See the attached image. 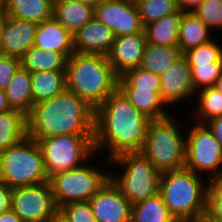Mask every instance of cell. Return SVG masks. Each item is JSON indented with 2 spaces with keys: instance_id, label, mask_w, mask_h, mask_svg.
<instances>
[{
  "instance_id": "1",
  "label": "cell",
  "mask_w": 222,
  "mask_h": 222,
  "mask_svg": "<svg viewBox=\"0 0 222 222\" xmlns=\"http://www.w3.org/2000/svg\"><path fill=\"white\" fill-rule=\"evenodd\" d=\"M150 121L117 88L95 109V152H105L103 157L109 160L122 153L140 152Z\"/></svg>"
},
{
  "instance_id": "2",
  "label": "cell",
  "mask_w": 222,
  "mask_h": 222,
  "mask_svg": "<svg viewBox=\"0 0 222 222\" xmlns=\"http://www.w3.org/2000/svg\"><path fill=\"white\" fill-rule=\"evenodd\" d=\"M95 109L69 89L34 104L27 115V135L45 139L65 134L94 135Z\"/></svg>"
},
{
  "instance_id": "3",
  "label": "cell",
  "mask_w": 222,
  "mask_h": 222,
  "mask_svg": "<svg viewBox=\"0 0 222 222\" xmlns=\"http://www.w3.org/2000/svg\"><path fill=\"white\" fill-rule=\"evenodd\" d=\"M66 88L99 107L118 88L115 74L107 56L73 53L66 62Z\"/></svg>"
},
{
  "instance_id": "4",
  "label": "cell",
  "mask_w": 222,
  "mask_h": 222,
  "mask_svg": "<svg viewBox=\"0 0 222 222\" xmlns=\"http://www.w3.org/2000/svg\"><path fill=\"white\" fill-rule=\"evenodd\" d=\"M159 193L175 219L206 214L208 181L185 167L162 172Z\"/></svg>"
},
{
  "instance_id": "5",
  "label": "cell",
  "mask_w": 222,
  "mask_h": 222,
  "mask_svg": "<svg viewBox=\"0 0 222 222\" xmlns=\"http://www.w3.org/2000/svg\"><path fill=\"white\" fill-rule=\"evenodd\" d=\"M103 160L101 166L111 167L110 180L131 205L159 193L162 172L141 152H126L111 160L105 157ZM118 167H122L119 173L116 170Z\"/></svg>"
},
{
  "instance_id": "6",
  "label": "cell",
  "mask_w": 222,
  "mask_h": 222,
  "mask_svg": "<svg viewBox=\"0 0 222 222\" xmlns=\"http://www.w3.org/2000/svg\"><path fill=\"white\" fill-rule=\"evenodd\" d=\"M174 119L175 116L169 115L151 120L140 151L161 172L184 168L185 164L186 133L184 130H187L185 129L187 126L178 125Z\"/></svg>"
},
{
  "instance_id": "7",
  "label": "cell",
  "mask_w": 222,
  "mask_h": 222,
  "mask_svg": "<svg viewBox=\"0 0 222 222\" xmlns=\"http://www.w3.org/2000/svg\"><path fill=\"white\" fill-rule=\"evenodd\" d=\"M0 179L11 188L49 181L43 155L36 140L26 135L0 153Z\"/></svg>"
},
{
  "instance_id": "8",
  "label": "cell",
  "mask_w": 222,
  "mask_h": 222,
  "mask_svg": "<svg viewBox=\"0 0 222 222\" xmlns=\"http://www.w3.org/2000/svg\"><path fill=\"white\" fill-rule=\"evenodd\" d=\"M94 135L65 134L37 141L48 176L82 166L95 154Z\"/></svg>"
},
{
  "instance_id": "9",
  "label": "cell",
  "mask_w": 222,
  "mask_h": 222,
  "mask_svg": "<svg viewBox=\"0 0 222 222\" xmlns=\"http://www.w3.org/2000/svg\"><path fill=\"white\" fill-rule=\"evenodd\" d=\"M97 156L98 154L96 153L88 162L80 167L49 177V183L58 208L70 202L89 201L110 179L109 167L104 170L96 167L94 163H89Z\"/></svg>"
},
{
  "instance_id": "10",
  "label": "cell",
  "mask_w": 222,
  "mask_h": 222,
  "mask_svg": "<svg viewBox=\"0 0 222 222\" xmlns=\"http://www.w3.org/2000/svg\"><path fill=\"white\" fill-rule=\"evenodd\" d=\"M190 126L184 167L204 177L206 174L208 180L222 173V145L205 124L194 122Z\"/></svg>"
},
{
  "instance_id": "11",
  "label": "cell",
  "mask_w": 222,
  "mask_h": 222,
  "mask_svg": "<svg viewBox=\"0 0 222 222\" xmlns=\"http://www.w3.org/2000/svg\"><path fill=\"white\" fill-rule=\"evenodd\" d=\"M11 209L23 222H47L59 210L49 181L14 187Z\"/></svg>"
},
{
  "instance_id": "12",
  "label": "cell",
  "mask_w": 222,
  "mask_h": 222,
  "mask_svg": "<svg viewBox=\"0 0 222 222\" xmlns=\"http://www.w3.org/2000/svg\"><path fill=\"white\" fill-rule=\"evenodd\" d=\"M94 17L110 28L115 37L144 30L137 5L128 0H104L94 8Z\"/></svg>"
},
{
  "instance_id": "13",
  "label": "cell",
  "mask_w": 222,
  "mask_h": 222,
  "mask_svg": "<svg viewBox=\"0 0 222 222\" xmlns=\"http://www.w3.org/2000/svg\"><path fill=\"white\" fill-rule=\"evenodd\" d=\"M96 222H131L132 205L109 179L89 200Z\"/></svg>"
},
{
  "instance_id": "14",
  "label": "cell",
  "mask_w": 222,
  "mask_h": 222,
  "mask_svg": "<svg viewBox=\"0 0 222 222\" xmlns=\"http://www.w3.org/2000/svg\"><path fill=\"white\" fill-rule=\"evenodd\" d=\"M38 24L0 15V46L5 55L22 58L34 46Z\"/></svg>"
},
{
  "instance_id": "15",
  "label": "cell",
  "mask_w": 222,
  "mask_h": 222,
  "mask_svg": "<svg viewBox=\"0 0 222 222\" xmlns=\"http://www.w3.org/2000/svg\"><path fill=\"white\" fill-rule=\"evenodd\" d=\"M160 96L167 106L185 103L195 98L192 72L187 59L182 56L171 68L160 76ZM183 101V102H182Z\"/></svg>"
},
{
  "instance_id": "16",
  "label": "cell",
  "mask_w": 222,
  "mask_h": 222,
  "mask_svg": "<svg viewBox=\"0 0 222 222\" xmlns=\"http://www.w3.org/2000/svg\"><path fill=\"white\" fill-rule=\"evenodd\" d=\"M146 43L144 30L115 38L107 59L118 77L140 66Z\"/></svg>"
},
{
  "instance_id": "17",
  "label": "cell",
  "mask_w": 222,
  "mask_h": 222,
  "mask_svg": "<svg viewBox=\"0 0 222 222\" xmlns=\"http://www.w3.org/2000/svg\"><path fill=\"white\" fill-rule=\"evenodd\" d=\"M74 52L107 56L115 41L114 32L95 17L73 34Z\"/></svg>"
},
{
  "instance_id": "18",
  "label": "cell",
  "mask_w": 222,
  "mask_h": 222,
  "mask_svg": "<svg viewBox=\"0 0 222 222\" xmlns=\"http://www.w3.org/2000/svg\"><path fill=\"white\" fill-rule=\"evenodd\" d=\"M34 46L60 52L68 59L74 53L73 34L52 17L38 24Z\"/></svg>"
},
{
  "instance_id": "19",
  "label": "cell",
  "mask_w": 222,
  "mask_h": 222,
  "mask_svg": "<svg viewBox=\"0 0 222 222\" xmlns=\"http://www.w3.org/2000/svg\"><path fill=\"white\" fill-rule=\"evenodd\" d=\"M53 17L74 34L94 18V8L78 0H54Z\"/></svg>"
},
{
  "instance_id": "20",
  "label": "cell",
  "mask_w": 222,
  "mask_h": 222,
  "mask_svg": "<svg viewBox=\"0 0 222 222\" xmlns=\"http://www.w3.org/2000/svg\"><path fill=\"white\" fill-rule=\"evenodd\" d=\"M213 37L212 31L194 12H182L177 46L183 54L210 42Z\"/></svg>"
},
{
  "instance_id": "21",
  "label": "cell",
  "mask_w": 222,
  "mask_h": 222,
  "mask_svg": "<svg viewBox=\"0 0 222 222\" xmlns=\"http://www.w3.org/2000/svg\"><path fill=\"white\" fill-rule=\"evenodd\" d=\"M3 14L40 24L53 17V0H5Z\"/></svg>"
},
{
  "instance_id": "22",
  "label": "cell",
  "mask_w": 222,
  "mask_h": 222,
  "mask_svg": "<svg viewBox=\"0 0 222 222\" xmlns=\"http://www.w3.org/2000/svg\"><path fill=\"white\" fill-rule=\"evenodd\" d=\"M5 94L10 107L27 116L34 106L31 72L21 65L5 89Z\"/></svg>"
},
{
  "instance_id": "23",
  "label": "cell",
  "mask_w": 222,
  "mask_h": 222,
  "mask_svg": "<svg viewBox=\"0 0 222 222\" xmlns=\"http://www.w3.org/2000/svg\"><path fill=\"white\" fill-rule=\"evenodd\" d=\"M182 56L183 52L178 46L146 43L139 67L161 76Z\"/></svg>"
},
{
  "instance_id": "24",
  "label": "cell",
  "mask_w": 222,
  "mask_h": 222,
  "mask_svg": "<svg viewBox=\"0 0 222 222\" xmlns=\"http://www.w3.org/2000/svg\"><path fill=\"white\" fill-rule=\"evenodd\" d=\"M129 102L151 120L171 115L167 105L160 96V91L151 89H119Z\"/></svg>"
},
{
  "instance_id": "25",
  "label": "cell",
  "mask_w": 222,
  "mask_h": 222,
  "mask_svg": "<svg viewBox=\"0 0 222 222\" xmlns=\"http://www.w3.org/2000/svg\"><path fill=\"white\" fill-rule=\"evenodd\" d=\"M182 11L165 16L144 27L147 43L177 46Z\"/></svg>"
},
{
  "instance_id": "26",
  "label": "cell",
  "mask_w": 222,
  "mask_h": 222,
  "mask_svg": "<svg viewBox=\"0 0 222 222\" xmlns=\"http://www.w3.org/2000/svg\"><path fill=\"white\" fill-rule=\"evenodd\" d=\"M66 89L65 70L31 73V90L34 104L48 100Z\"/></svg>"
},
{
  "instance_id": "27",
  "label": "cell",
  "mask_w": 222,
  "mask_h": 222,
  "mask_svg": "<svg viewBox=\"0 0 222 222\" xmlns=\"http://www.w3.org/2000/svg\"><path fill=\"white\" fill-rule=\"evenodd\" d=\"M27 135V116L15 109L0 113V153Z\"/></svg>"
},
{
  "instance_id": "28",
  "label": "cell",
  "mask_w": 222,
  "mask_h": 222,
  "mask_svg": "<svg viewBox=\"0 0 222 222\" xmlns=\"http://www.w3.org/2000/svg\"><path fill=\"white\" fill-rule=\"evenodd\" d=\"M66 62L67 58L62 53L35 46L30 47L21 58V65L31 73L65 70Z\"/></svg>"
},
{
  "instance_id": "29",
  "label": "cell",
  "mask_w": 222,
  "mask_h": 222,
  "mask_svg": "<svg viewBox=\"0 0 222 222\" xmlns=\"http://www.w3.org/2000/svg\"><path fill=\"white\" fill-rule=\"evenodd\" d=\"M160 193L132 205L131 222H173Z\"/></svg>"
},
{
  "instance_id": "30",
  "label": "cell",
  "mask_w": 222,
  "mask_h": 222,
  "mask_svg": "<svg viewBox=\"0 0 222 222\" xmlns=\"http://www.w3.org/2000/svg\"><path fill=\"white\" fill-rule=\"evenodd\" d=\"M195 98H197V106L190 118L196 119L195 121L199 124H205L213 118L222 116V94L212 87H205L198 90L195 93ZM195 116V117H194Z\"/></svg>"
},
{
  "instance_id": "31",
  "label": "cell",
  "mask_w": 222,
  "mask_h": 222,
  "mask_svg": "<svg viewBox=\"0 0 222 222\" xmlns=\"http://www.w3.org/2000/svg\"><path fill=\"white\" fill-rule=\"evenodd\" d=\"M136 5L143 27L180 10L177 0H141Z\"/></svg>"
},
{
  "instance_id": "32",
  "label": "cell",
  "mask_w": 222,
  "mask_h": 222,
  "mask_svg": "<svg viewBox=\"0 0 222 222\" xmlns=\"http://www.w3.org/2000/svg\"><path fill=\"white\" fill-rule=\"evenodd\" d=\"M160 76L140 67L126 71L118 77V89H151L160 91Z\"/></svg>"
},
{
  "instance_id": "33",
  "label": "cell",
  "mask_w": 222,
  "mask_h": 222,
  "mask_svg": "<svg viewBox=\"0 0 222 222\" xmlns=\"http://www.w3.org/2000/svg\"><path fill=\"white\" fill-rule=\"evenodd\" d=\"M183 56L189 66H211L212 63H222V45L214 37L210 42L186 51Z\"/></svg>"
},
{
  "instance_id": "34",
  "label": "cell",
  "mask_w": 222,
  "mask_h": 222,
  "mask_svg": "<svg viewBox=\"0 0 222 222\" xmlns=\"http://www.w3.org/2000/svg\"><path fill=\"white\" fill-rule=\"evenodd\" d=\"M194 13L211 31L222 30V0H204Z\"/></svg>"
},
{
  "instance_id": "35",
  "label": "cell",
  "mask_w": 222,
  "mask_h": 222,
  "mask_svg": "<svg viewBox=\"0 0 222 222\" xmlns=\"http://www.w3.org/2000/svg\"><path fill=\"white\" fill-rule=\"evenodd\" d=\"M193 86L196 91L214 86L222 71V63H212L211 66H190Z\"/></svg>"
},
{
  "instance_id": "36",
  "label": "cell",
  "mask_w": 222,
  "mask_h": 222,
  "mask_svg": "<svg viewBox=\"0 0 222 222\" xmlns=\"http://www.w3.org/2000/svg\"><path fill=\"white\" fill-rule=\"evenodd\" d=\"M58 211L68 222H96L89 201L70 202Z\"/></svg>"
},
{
  "instance_id": "37",
  "label": "cell",
  "mask_w": 222,
  "mask_h": 222,
  "mask_svg": "<svg viewBox=\"0 0 222 222\" xmlns=\"http://www.w3.org/2000/svg\"><path fill=\"white\" fill-rule=\"evenodd\" d=\"M21 66V59L0 54V89L5 90Z\"/></svg>"
},
{
  "instance_id": "38",
  "label": "cell",
  "mask_w": 222,
  "mask_h": 222,
  "mask_svg": "<svg viewBox=\"0 0 222 222\" xmlns=\"http://www.w3.org/2000/svg\"><path fill=\"white\" fill-rule=\"evenodd\" d=\"M207 200H222V173L208 180Z\"/></svg>"
},
{
  "instance_id": "39",
  "label": "cell",
  "mask_w": 222,
  "mask_h": 222,
  "mask_svg": "<svg viewBox=\"0 0 222 222\" xmlns=\"http://www.w3.org/2000/svg\"><path fill=\"white\" fill-rule=\"evenodd\" d=\"M12 189L0 179V215L11 210Z\"/></svg>"
},
{
  "instance_id": "40",
  "label": "cell",
  "mask_w": 222,
  "mask_h": 222,
  "mask_svg": "<svg viewBox=\"0 0 222 222\" xmlns=\"http://www.w3.org/2000/svg\"><path fill=\"white\" fill-rule=\"evenodd\" d=\"M205 216L213 222H222V200H207Z\"/></svg>"
},
{
  "instance_id": "41",
  "label": "cell",
  "mask_w": 222,
  "mask_h": 222,
  "mask_svg": "<svg viewBox=\"0 0 222 222\" xmlns=\"http://www.w3.org/2000/svg\"><path fill=\"white\" fill-rule=\"evenodd\" d=\"M205 125L222 145V116L211 119L210 121L206 122Z\"/></svg>"
},
{
  "instance_id": "42",
  "label": "cell",
  "mask_w": 222,
  "mask_h": 222,
  "mask_svg": "<svg viewBox=\"0 0 222 222\" xmlns=\"http://www.w3.org/2000/svg\"><path fill=\"white\" fill-rule=\"evenodd\" d=\"M204 0H177L182 12H194Z\"/></svg>"
},
{
  "instance_id": "43",
  "label": "cell",
  "mask_w": 222,
  "mask_h": 222,
  "mask_svg": "<svg viewBox=\"0 0 222 222\" xmlns=\"http://www.w3.org/2000/svg\"><path fill=\"white\" fill-rule=\"evenodd\" d=\"M0 222H23L20 217L11 209L0 215Z\"/></svg>"
},
{
  "instance_id": "44",
  "label": "cell",
  "mask_w": 222,
  "mask_h": 222,
  "mask_svg": "<svg viewBox=\"0 0 222 222\" xmlns=\"http://www.w3.org/2000/svg\"><path fill=\"white\" fill-rule=\"evenodd\" d=\"M11 109L12 108L10 107L8 103L5 90L0 89V113L11 110Z\"/></svg>"
},
{
  "instance_id": "45",
  "label": "cell",
  "mask_w": 222,
  "mask_h": 222,
  "mask_svg": "<svg viewBox=\"0 0 222 222\" xmlns=\"http://www.w3.org/2000/svg\"><path fill=\"white\" fill-rule=\"evenodd\" d=\"M47 222H68L64 216L58 211Z\"/></svg>"
},
{
  "instance_id": "46",
  "label": "cell",
  "mask_w": 222,
  "mask_h": 222,
  "mask_svg": "<svg viewBox=\"0 0 222 222\" xmlns=\"http://www.w3.org/2000/svg\"><path fill=\"white\" fill-rule=\"evenodd\" d=\"M86 5L91 6L92 8H95L96 6H98L101 2H103L104 0H78Z\"/></svg>"
},
{
  "instance_id": "47",
  "label": "cell",
  "mask_w": 222,
  "mask_h": 222,
  "mask_svg": "<svg viewBox=\"0 0 222 222\" xmlns=\"http://www.w3.org/2000/svg\"><path fill=\"white\" fill-rule=\"evenodd\" d=\"M213 87L222 94V71L220 73V76L216 79Z\"/></svg>"
},
{
  "instance_id": "48",
  "label": "cell",
  "mask_w": 222,
  "mask_h": 222,
  "mask_svg": "<svg viewBox=\"0 0 222 222\" xmlns=\"http://www.w3.org/2000/svg\"><path fill=\"white\" fill-rule=\"evenodd\" d=\"M173 222H201V217L174 219Z\"/></svg>"
},
{
  "instance_id": "49",
  "label": "cell",
  "mask_w": 222,
  "mask_h": 222,
  "mask_svg": "<svg viewBox=\"0 0 222 222\" xmlns=\"http://www.w3.org/2000/svg\"><path fill=\"white\" fill-rule=\"evenodd\" d=\"M5 9V0H0V15L3 14Z\"/></svg>"
},
{
  "instance_id": "50",
  "label": "cell",
  "mask_w": 222,
  "mask_h": 222,
  "mask_svg": "<svg viewBox=\"0 0 222 222\" xmlns=\"http://www.w3.org/2000/svg\"><path fill=\"white\" fill-rule=\"evenodd\" d=\"M201 222H213L210 219H208L205 215L201 216Z\"/></svg>"
},
{
  "instance_id": "51",
  "label": "cell",
  "mask_w": 222,
  "mask_h": 222,
  "mask_svg": "<svg viewBox=\"0 0 222 222\" xmlns=\"http://www.w3.org/2000/svg\"><path fill=\"white\" fill-rule=\"evenodd\" d=\"M128 1H130L131 3L137 4L141 0H128Z\"/></svg>"
}]
</instances>
